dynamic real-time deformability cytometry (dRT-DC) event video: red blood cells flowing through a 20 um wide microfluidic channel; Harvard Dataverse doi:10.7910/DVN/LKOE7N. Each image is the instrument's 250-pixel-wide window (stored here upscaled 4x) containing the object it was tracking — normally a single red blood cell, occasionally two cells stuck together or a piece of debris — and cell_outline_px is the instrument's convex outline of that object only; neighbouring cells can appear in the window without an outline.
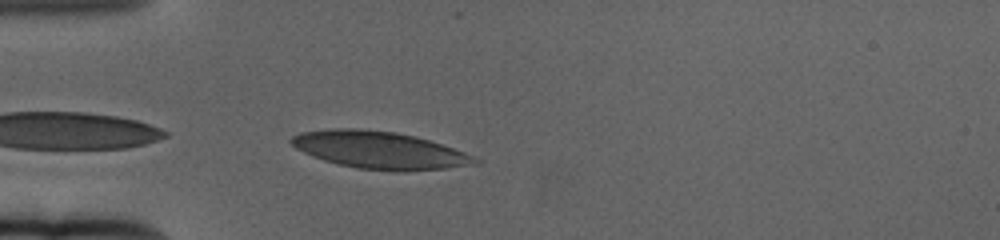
{"species": "human", "species_latin": "Homo sapiens", "temperature_condition": "cold", "stored_images_in_passage": 45, "camera_frame_rate_fps": 3000, "um_per_image_px": 0.085, "donor": {"sex": "female"}, "frame": {"image": 1, "passage_image": 2, "time_ms": 0.333, "image_size_px": [1000, 240], "cell_outline_px": [[480, 164], [448, 168], [404, 172], [396, 172], [356, 168], [324, 160], [312, 156], [296, 148], [288, 140], [292, 136], [300, 132], [332, 128], [360, 128], [396, 132], [416, 136], [476, 156], [480, 160]], "centroid_in_image_um": [32.28, 12.76], "position_along_channel_um": 52.7, "area_um2": 40.29}}
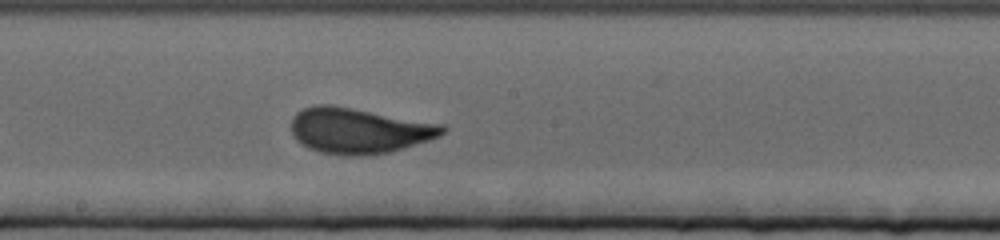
{"frame": {"image": 2, "passage_image": 18, "time_ms": 5.667, "image_size_px": [1000, 240], "cell_outline_px": [[448, 128], [440, 136], [404, 148], [388, 152], [368, 156], [344, 156], [320, 152], [308, 148], [300, 144], [296, 140], [292, 132], [292, 116], [296, 112], [304, 108], [316, 104], [328, 104], [444, 124]], "centroid_in_image_um": [30.49, 11.11], "position_along_channel_um": 217.7, "area_um2": 40.34}}
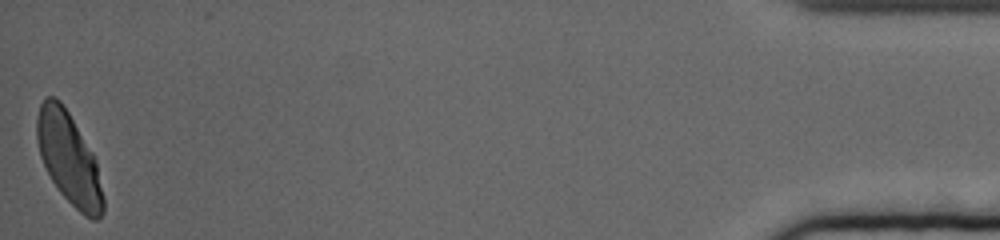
{"frame": {"image": 3, "passage_image": 45, "time_ms": 14.667, "image_size_px": [1000, 240], "cell_outline_px": [[104, 212], [96, 220], [92, 220], [84, 216], [60, 192], [52, 180], [40, 156], [36, 140], [36, 116], [40, 104], [48, 96], [56, 96], [60, 100], [68, 112], [92, 152], [96, 160], [104, 196]], "centroid_in_image_um": [5.85, 13.47], "position_along_channel_um": 429.3, "area_um2": 35.26}, "authors_computed_cell_mechanics": {"area_um2": 38.0324, "velocity_mm_per_s": 3.3173, "shape_relaxation_time_tau1_ms": 5.1162, "shape_relaxation_time_tau2_ms": null, "deformation_change_tau1": 0.1738, "deformation_change_tau2": null}}